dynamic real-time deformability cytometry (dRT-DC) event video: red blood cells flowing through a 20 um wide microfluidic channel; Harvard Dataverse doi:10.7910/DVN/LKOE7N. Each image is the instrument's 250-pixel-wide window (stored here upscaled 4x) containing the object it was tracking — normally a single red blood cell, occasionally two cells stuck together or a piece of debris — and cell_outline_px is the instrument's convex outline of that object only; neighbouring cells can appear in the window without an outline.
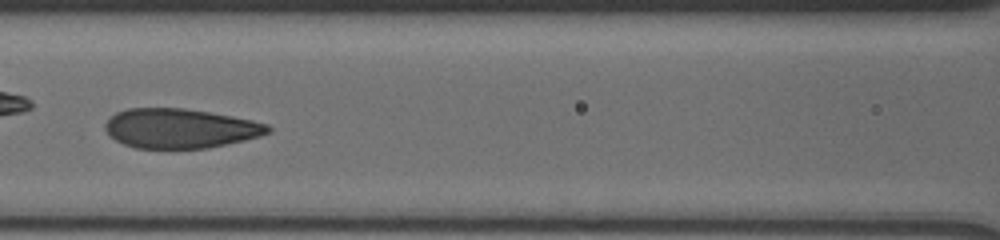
{"species": "human", "species_latin": "Homo sapiens", "temperature_condition": "cold", "stored_images_in_passage": 35, "camera_frame_rate_fps": 3000, "um_per_image_px": 0.085, "donor": {"sex": "male"}, "frame": {"image": 1, "passage_image": 16, "time_ms": 5.333, "image_size_px": [1000, 240], "cell_outline_px": [[272, 132], [260, 136], [244, 140], [208, 148], [136, 148], [124, 144], [116, 140], [104, 128], [104, 124], [116, 112], [128, 108], [184, 108], [232, 116], [252, 120], [268, 124], [272, 128]], "centroid_in_image_um": [15.34, 10.91], "position_along_channel_um": 151.3, "area_um2": 37.4}}
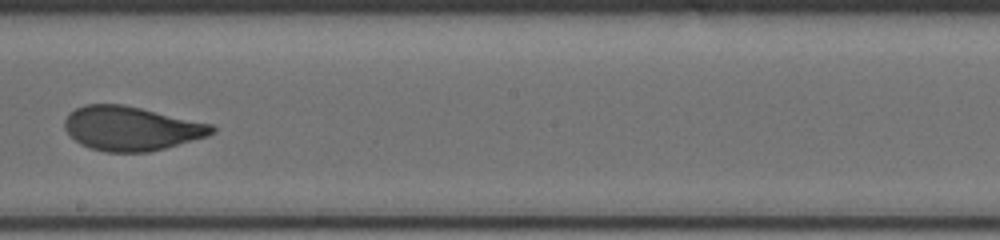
{"frame": {"image": 2, "passage_image": 20, "time_ms": 7.667, "image_size_px": [1000, 240], "cell_outline_px": [[216, 132], [208, 136], [164, 148], [148, 152], [104, 152], [88, 148], [80, 144], [64, 128], [64, 120], [76, 108], [84, 104], [120, 104], [140, 108], [212, 124], [216, 128]], "centroid_in_image_um": [11.15, 10.93], "position_along_channel_um": 237.0, "area_um2": 37.69}, "authors_computed_cell_mechanics": {"area_um2": 37.9746, "velocity_mm_per_s": 3.6967, "shape_relaxation_time_tau1_ms": 4.9512, "shape_relaxation_time_tau2_ms": null, "deformation_change_tau1": 0.1845, "deformation_change_tau2": null}}